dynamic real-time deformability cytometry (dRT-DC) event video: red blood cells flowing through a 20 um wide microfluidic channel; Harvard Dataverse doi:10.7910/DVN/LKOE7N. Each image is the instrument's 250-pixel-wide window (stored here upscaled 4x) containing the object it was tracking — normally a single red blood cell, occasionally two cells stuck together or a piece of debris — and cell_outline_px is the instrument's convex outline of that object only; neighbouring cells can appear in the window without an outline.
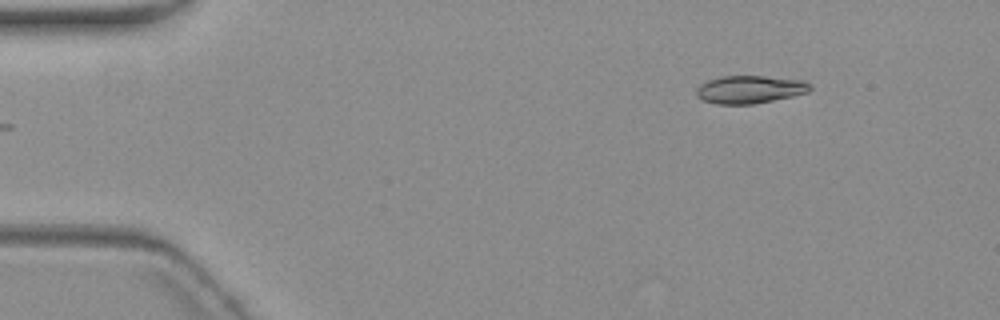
{"species": "common noctule bat (a hibernating species)", "species_latin": "Nyctalus noctula", "temperature_condition": "warm", "stored_images_in_passage": 5, "camera_frame_rate_fps": 3000, "um_per_image_px": 0.085, "animal": {"sex": "female", "body_mass_g": 19.3, "forearm_length_mm": 54.1}, "frame": {"image": 1, "passage_image": 3, "time_ms": 2.333, "image_size_px": [1000, 320], "cell_outline_px": [[812, 88], [808, 92], [792, 96], [752, 104], [716, 104], [704, 100], [696, 96], [696, 88], [700, 84], [708, 80], [720, 76], [764, 76], [804, 80], [812, 84]], "centroid_in_image_um": [63.74, 7.59], "position_along_channel_um": 21.3, "area_um2": 18.5}}
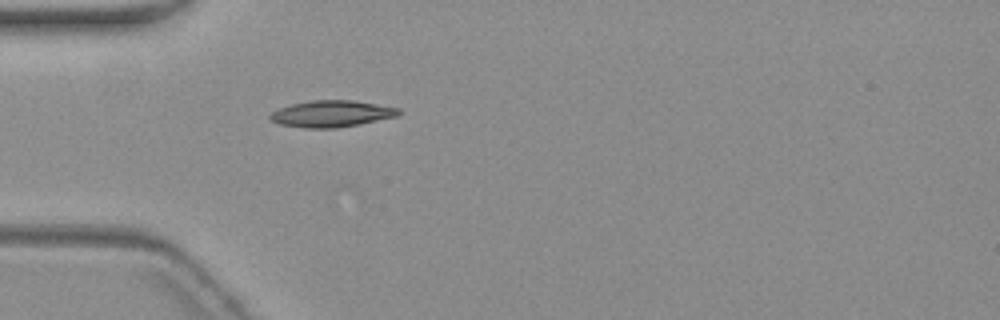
{"frame": {"image": 2, "passage_image": 5, "time_ms": 5.667, "image_size_px": [1000, 320], "cell_outline_px": [[400, 112], [396, 116], [336, 128], [304, 128], [280, 124], [268, 120], [268, 116], [272, 112], [280, 108], [292, 104], [312, 100], [352, 100], [400, 108]], "centroid_in_image_um": [28.12, 9.66], "position_along_channel_um": 56.9, "area_um2": 19.65}}